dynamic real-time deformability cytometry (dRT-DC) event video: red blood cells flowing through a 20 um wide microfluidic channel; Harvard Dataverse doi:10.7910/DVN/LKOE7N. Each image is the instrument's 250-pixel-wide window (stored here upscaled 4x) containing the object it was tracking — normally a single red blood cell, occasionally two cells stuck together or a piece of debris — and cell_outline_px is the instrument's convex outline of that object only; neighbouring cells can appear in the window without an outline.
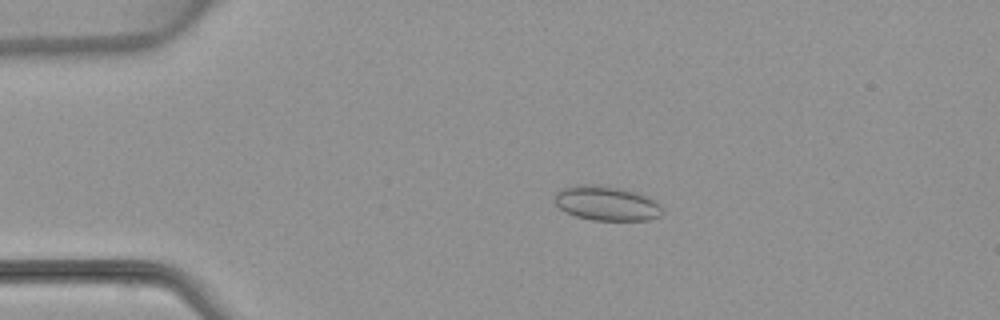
{"species": "common noctule bat (a hibernating species)", "species_latin": "Nyctalus noctula", "temperature_condition": "warm", "stored_images_in_passage": 4, "camera_frame_rate_fps": 3000, "um_per_image_px": 0.085, "animal": {"sex": "female", "body_mass_g": 22.7, "forearm_length_mm": 54.2}, "frame": {"image": 1, "passage_image": 3, "time_ms": 2.333, "image_size_px": [1000, 320], "cell_outline_px": [[660, 216], [648, 220], [592, 220], [576, 216], [564, 212], [552, 200], [556, 192], [560, 188], [576, 184], [600, 184], [620, 188], [636, 192], [648, 196], [660, 204]], "centroid_in_image_um": [51.49, 17.26], "position_along_channel_um": 33.5, "area_um2": 21.96}}